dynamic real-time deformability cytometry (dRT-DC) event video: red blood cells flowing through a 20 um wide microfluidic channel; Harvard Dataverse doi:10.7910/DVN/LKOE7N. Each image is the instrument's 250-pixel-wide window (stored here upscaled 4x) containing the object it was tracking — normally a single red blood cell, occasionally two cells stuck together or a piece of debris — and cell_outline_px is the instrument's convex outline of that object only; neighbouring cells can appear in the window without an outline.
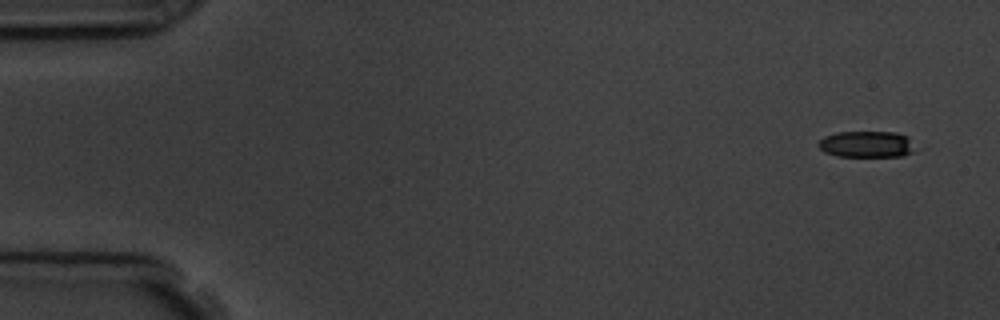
{"species": "common noctule bat (a hibernating species)", "species_latin": "Nyctalus noctula", "temperature_condition": "room temperature", "stored_images_in_passage": 5, "camera_frame_rate_fps": 3000, "um_per_image_px": 0.085, "animal": {"sex": "male", "body_mass_g": 19.5, "forearm_length_mm": 54.6}, "frame": {"image": 1, "passage_image": 1, "time_ms": 0.0, "image_size_px": [1000, 320], "cell_outline_px": [[916, 152], [904, 156], [836, 156], [824, 152], [816, 144], [824, 136], [836, 132], [896, 132], [908, 136], [916, 148]], "centroid_in_image_um": [73.69, 12.26], "position_along_channel_um": 11.3, "area_um2": 15.14}}
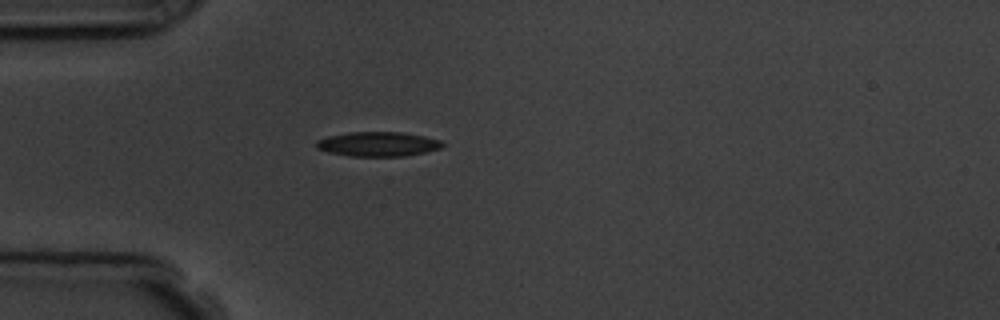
{"frame": {"image": 2, "passage_image": 5, "time_ms": 4.333, "image_size_px": [1000, 320], "cell_outline_px": [[444, 144], [440, 148], [424, 152], [404, 156], [348, 156], [328, 152], [316, 148], [316, 140], [328, 136], [348, 132], [400, 132], [424, 136], [440, 140]], "centroid_in_image_um": [32.09, 12.24], "position_along_channel_um": 52.9, "area_um2": 17.98}}